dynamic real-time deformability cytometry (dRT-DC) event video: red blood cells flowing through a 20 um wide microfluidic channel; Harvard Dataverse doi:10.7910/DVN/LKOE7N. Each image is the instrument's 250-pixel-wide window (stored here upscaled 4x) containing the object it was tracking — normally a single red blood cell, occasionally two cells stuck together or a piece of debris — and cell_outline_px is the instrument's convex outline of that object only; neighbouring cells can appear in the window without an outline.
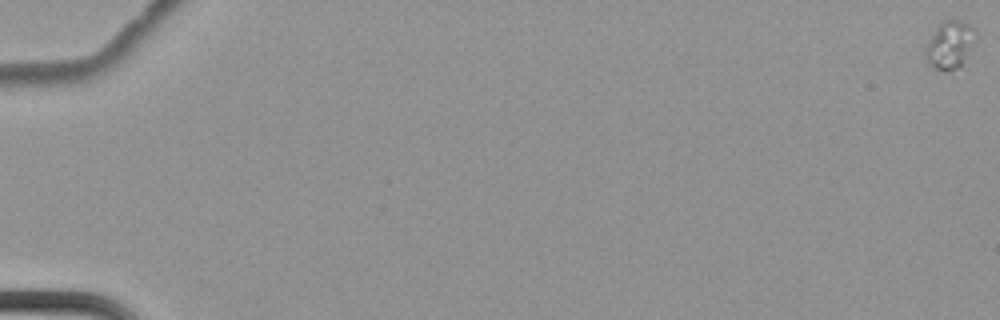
{"species": "common noctule bat (a hibernating species)", "species_latin": "Nyctalus noctula", "temperature_condition": "cold", "stored_images_in_passage": 7, "camera_frame_rate_fps": 3000, "um_per_image_px": 0.085, "animal": {"sex": "female", "body_mass_g": 22.7, "forearm_length_mm": 54.2}, "frame": {"image": 1, "passage_image": 1, "time_ms": 0.0, "image_size_px": [1000, 320], "cell_outline_px": [[976, 32], [960, 64], [956, 68], [932, 68], [928, 64], [924, 56], [924, 44], [932, 32], [944, 20], [960, 20], [968, 24]], "centroid_in_image_um": [80.61, 3.76], "position_along_channel_um": 4.4, "area_um2": 13.24}}